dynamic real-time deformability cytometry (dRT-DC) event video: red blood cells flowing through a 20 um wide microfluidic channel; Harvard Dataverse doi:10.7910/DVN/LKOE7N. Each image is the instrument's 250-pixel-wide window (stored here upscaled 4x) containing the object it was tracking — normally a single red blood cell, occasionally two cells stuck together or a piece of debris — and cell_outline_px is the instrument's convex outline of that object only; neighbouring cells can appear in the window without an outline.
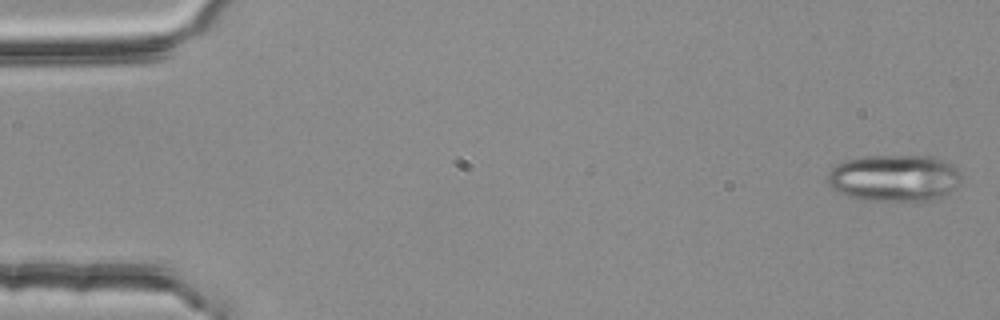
{"species": "common noctule bat (a hibernating species)", "species_latin": "Nyctalus noctula", "temperature_condition": "room temperature", "stored_images_in_passage": 4, "camera_frame_rate_fps": 3000, "um_per_image_px": 0.085, "animal": {"sex": "female", "body_mass_g": 25.1}, "frame": {"image": 1, "passage_image": 1, "time_ms": 0.0, "image_size_px": [1000, 320], "cell_outline_px": [[960, 184], [948, 192], [940, 196], [928, 200], [868, 200], [848, 196], [832, 188], [828, 184], [828, 172], [836, 164], [844, 160], [864, 156], [932, 156], [952, 164], [960, 172]], "centroid_in_image_um": [76.0, 15.11], "position_along_channel_um": 9.0, "area_um2": 36.18}}